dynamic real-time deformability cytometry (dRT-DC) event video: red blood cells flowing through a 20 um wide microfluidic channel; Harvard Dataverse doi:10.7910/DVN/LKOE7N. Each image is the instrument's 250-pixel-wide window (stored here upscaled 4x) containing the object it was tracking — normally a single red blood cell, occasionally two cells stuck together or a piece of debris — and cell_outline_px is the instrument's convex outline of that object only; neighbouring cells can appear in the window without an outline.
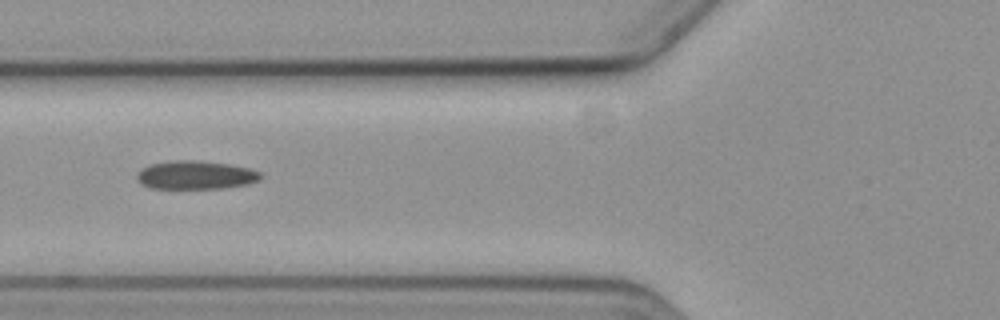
{"species": "common noctule bat (a hibernating species)", "species_latin": "Nyctalus noctula", "temperature_condition": "cold", "stored_images_in_passage": 12, "camera_frame_rate_fps": 3000, "um_per_image_px": 0.085, "animal": {"sex": "female", "body_mass_g": 19.3, "forearm_length_mm": 54.1}, "frame": {"image": 1, "passage_image": 3, "time_ms": 2.333, "image_size_px": [1000, 320], "cell_outline_px": [[264, 176], [260, 180], [248, 184], [220, 188], [152, 188], [144, 184], [136, 176], [148, 164], [172, 160], [200, 160], [228, 164], [252, 168], [260, 172]], "centroid_in_image_um": [16.71, 14.86], "position_along_channel_um": 109.1, "area_um2": 20.46}}
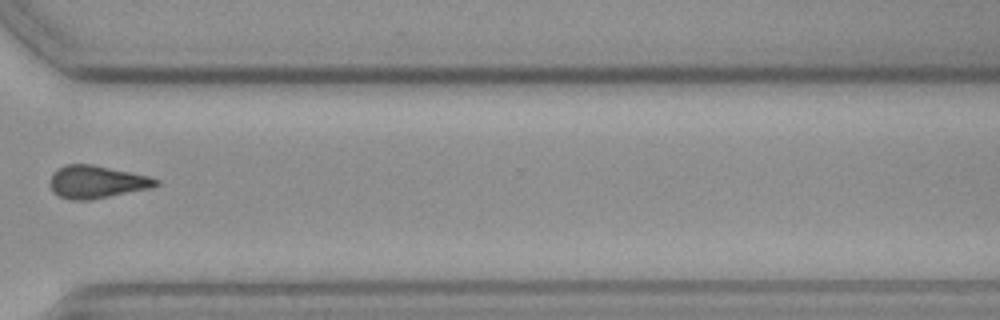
{"frame": {"image": 2, "passage_image": 9, "time_ms": 9.333, "image_size_px": [1000, 320], "cell_outline_px": [[160, 184], [152, 188], [92, 200], [72, 200], [60, 196], [52, 192], [48, 184], [48, 180], [52, 172], [56, 168], [64, 164], [92, 164], [152, 176], [160, 180]], "centroid_in_image_um": [8.21, 15.46], "position_along_channel_um": 362.4, "area_um2": 20.81}}
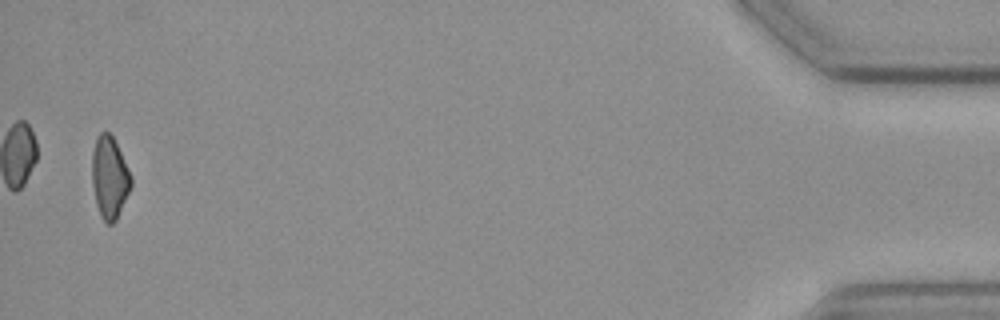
{"frame": {"image": 3, "passage_image": 12, "time_ms": 13.667, "image_size_px": [1000, 320], "cell_outline_px": [[132, 184], [116, 220], [112, 224], [108, 224], [100, 216], [96, 204], [92, 184], [92, 152], [96, 136], [100, 132], [108, 132], [112, 136], [132, 176]], "centroid_in_image_um": [9.29, 15.08], "position_along_channel_um": 425.9, "area_um2": 18.55}, "authors_computed_cell_mechanics": {"area_um2": 20.3745, "velocity_mm_per_s": 3.6234, "shape_relaxation_time_tau1_ms": null, "shape_relaxation_time_tau2_ms": 5.1369, "deformation_change_tau1": null, "deformation_change_tau2": 0.1085}}